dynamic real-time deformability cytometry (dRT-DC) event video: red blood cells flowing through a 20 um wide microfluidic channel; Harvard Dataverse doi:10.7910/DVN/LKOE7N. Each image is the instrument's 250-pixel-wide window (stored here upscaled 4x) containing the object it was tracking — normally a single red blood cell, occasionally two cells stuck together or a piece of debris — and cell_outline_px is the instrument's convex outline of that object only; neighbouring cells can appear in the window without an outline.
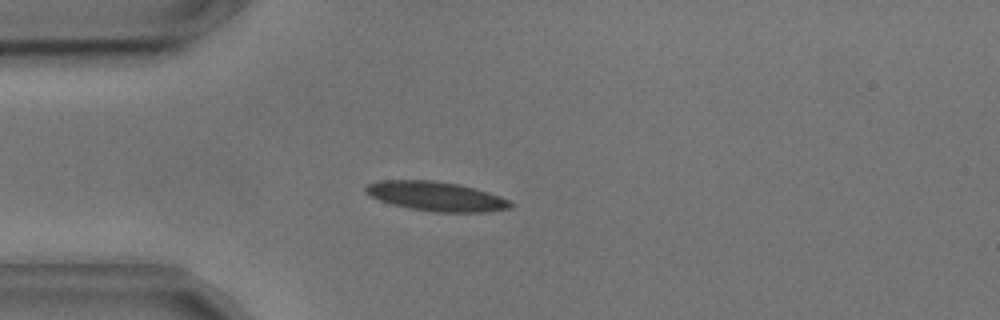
{"species": "common noctule bat (a hibernating species)", "species_latin": "Nyctalus noctula", "temperature_condition": "cold", "stored_images_in_passage": 44, "camera_frame_rate_fps": 3000, "um_per_image_px": 0.085, "animal": {"sex": "male", "body_mass_g": 17.9, "forearm_length_mm": 54.2}, "frame": {"image": 1, "passage_image": 3, "time_ms": 0.667, "image_size_px": [1000, 320], "cell_outline_px": [[516, 204], [512, 208], [488, 212], [436, 212], [408, 208], [392, 204], [380, 200], [364, 192], [364, 188], [368, 184], [380, 180], [436, 180], [460, 184], [476, 188], [500, 196]], "centroid_in_image_um": [37.11, 16.68], "position_along_channel_um": 47.9, "area_um2": 25.03}}
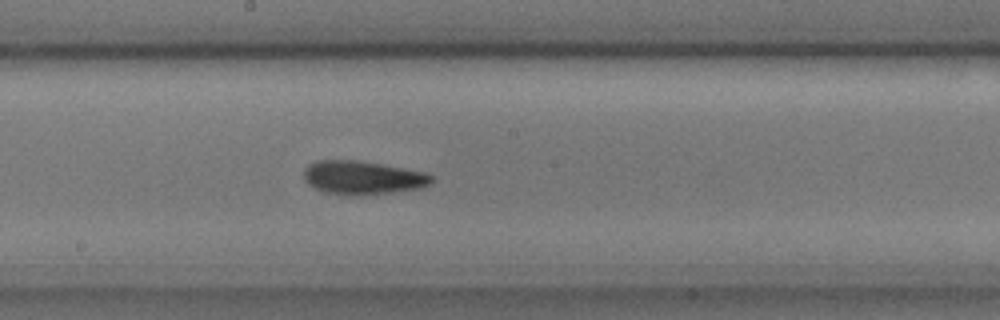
{"frame": {"image": 2, "passage_image": 18, "time_ms": 5.667, "image_size_px": [1000, 320], "cell_outline_px": [[436, 176], [428, 184], [420, 188], [360, 196], [352, 196], [324, 192], [308, 184], [304, 180], [304, 168], [308, 164], [316, 160], [360, 160], [404, 168], [424, 172]], "centroid_in_image_um": [30.8, 15.09], "position_along_channel_um": 217.4, "area_um2": 25.14}}
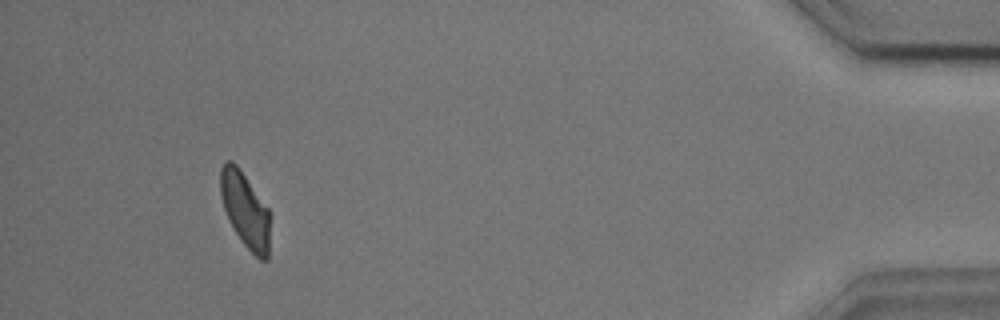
{"frame": {"image": 3, "passage_image": 40, "time_ms": 13.0, "image_size_px": [1000, 320], "cell_outline_px": [[272, 216], [268, 260], [260, 260], [244, 244], [228, 220], [224, 208], [220, 192], [220, 168], [228, 160], [232, 160], [240, 168], [268, 208]], "centroid_in_image_um": [20.88, 17.85], "position_along_channel_um": 414.3, "area_um2": 22.08}, "authors_computed_cell_mechanics": {"area_um2": 23.5246, "velocity_mm_per_s": 3.61, "shape_relaxation_time_tau1_ms": 2.6035, "shape_relaxation_time_tau2_ms": 2.9001, "deformation_change_tau1": 0.138, "deformation_change_tau2": 0.1028}}